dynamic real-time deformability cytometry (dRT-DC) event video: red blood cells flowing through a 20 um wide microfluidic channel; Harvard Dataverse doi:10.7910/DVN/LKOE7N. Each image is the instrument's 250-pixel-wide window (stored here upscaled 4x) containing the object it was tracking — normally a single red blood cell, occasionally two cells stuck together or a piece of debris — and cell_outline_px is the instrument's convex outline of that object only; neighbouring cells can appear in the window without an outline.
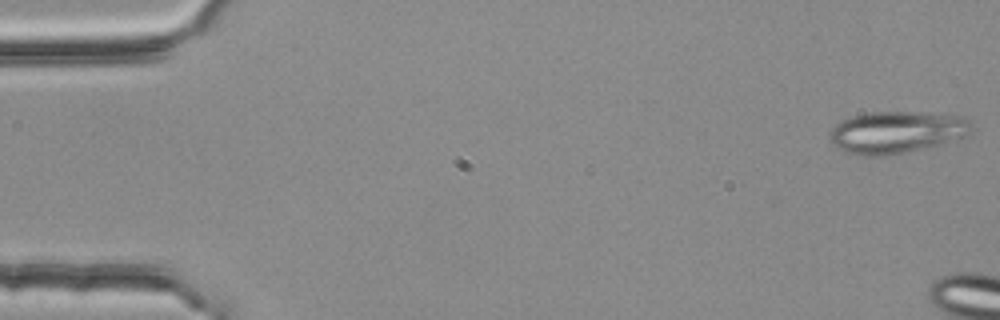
{"species": "common noctule bat (a hibernating species)", "species_latin": "Nyctalus noctula", "temperature_condition": "room temperature", "stored_images_in_passage": 6, "camera_frame_rate_fps": 3000, "um_per_image_px": 0.085, "animal": {"sex": "female", "body_mass_g": 25.1}, "frame": {"image": 1, "passage_image": 1, "time_ms": 0.0, "image_size_px": [1000, 320], "cell_outline_px": [[976, 128], [968, 136], [920, 148], [884, 156], [864, 156], [848, 152], [832, 144], [828, 136], [832, 128], [836, 124], [852, 116], [868, 112], [920, 112], [964, 116]], "centroid_in_image_um": [76.23, 11.22], "position_along_channel_um": 8.8, "area_um2": 34.51}}